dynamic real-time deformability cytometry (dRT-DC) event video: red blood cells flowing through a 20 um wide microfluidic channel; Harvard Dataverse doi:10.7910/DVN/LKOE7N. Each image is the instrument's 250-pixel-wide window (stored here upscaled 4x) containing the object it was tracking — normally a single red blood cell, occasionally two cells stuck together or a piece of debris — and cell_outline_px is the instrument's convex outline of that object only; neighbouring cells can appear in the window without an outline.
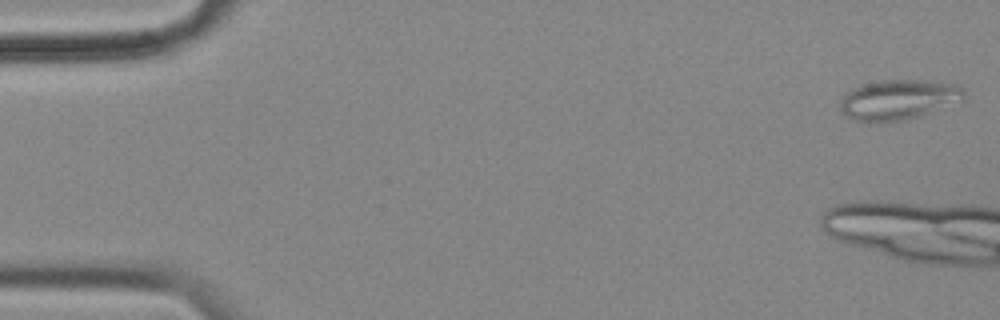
{"species": "common noctule bat (a hibernating species)", "species_latin": "Nyctalus noctula", "temperature_condition": "cold", "stored_images_in_passage": 5, "camera_frame_rate_fps": 3000, "um_per_image_px": 0.085, "animal": {"sex": "female", "body_mass_g": 18.4}, "frame": {"image": 1, "passage_image": 1, "time_ms": 0.0, "image_size_px": [1000, 320], "cell_outline_px": [[964, 100], [932, 112], [908, 120], [880, 124], [856, 120], [844, 116], [840, 112], [840, 104], [844, 92], [860, 84], [876, 80], [924, 80], [956, 84], [964, 88]], "centroid_in_image_um": [76.33, 8.49], "position_along_channel_um": 8.7, "area_um2": 29.82}}